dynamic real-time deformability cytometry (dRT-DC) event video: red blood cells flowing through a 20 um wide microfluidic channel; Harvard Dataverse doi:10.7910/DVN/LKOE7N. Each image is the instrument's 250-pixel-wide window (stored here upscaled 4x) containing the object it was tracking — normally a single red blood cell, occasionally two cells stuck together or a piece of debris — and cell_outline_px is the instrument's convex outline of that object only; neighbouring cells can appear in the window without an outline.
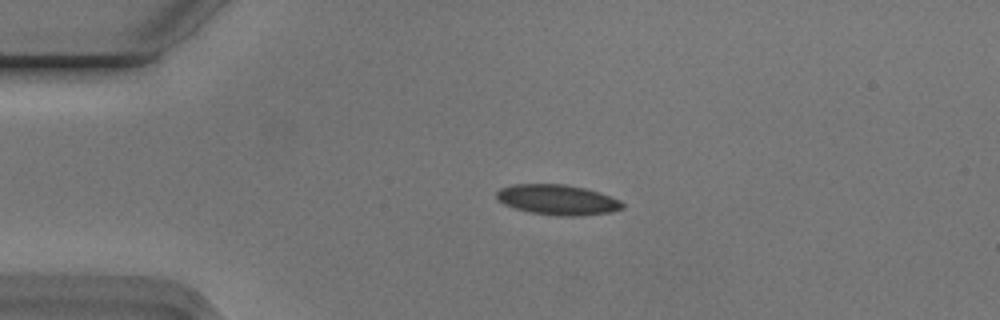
{"species": "Egyptian fruit bat (a non-hibernating species)", "species_latin": "Rousettus aegyptiacus", "temperature_condition": "cold", "stored_images_in_passage": 4, "camera_frame_rate_fps": 3000, "um_per_image_px": 0.085, "animal": {"sex": "male"}, "frame": {"image": 1, "passage_image": 3, "time_ms": 0.667, "image_size_px": [1000, 320], "cell_outline_px": [[624, 208], [612, 212], [580, 216], [560, 216], [532, 212], [516, 208], [504, 204], [496, 200], [496, 192], [500, 188], [512, 184], [564, 184], [584, 188], [600, 192], [620, 200], [624, 204]], "centroid_in_image_um": [47.4, 16.97], "position_along_channel_um": 37.6, "area_um2": 22.25}}